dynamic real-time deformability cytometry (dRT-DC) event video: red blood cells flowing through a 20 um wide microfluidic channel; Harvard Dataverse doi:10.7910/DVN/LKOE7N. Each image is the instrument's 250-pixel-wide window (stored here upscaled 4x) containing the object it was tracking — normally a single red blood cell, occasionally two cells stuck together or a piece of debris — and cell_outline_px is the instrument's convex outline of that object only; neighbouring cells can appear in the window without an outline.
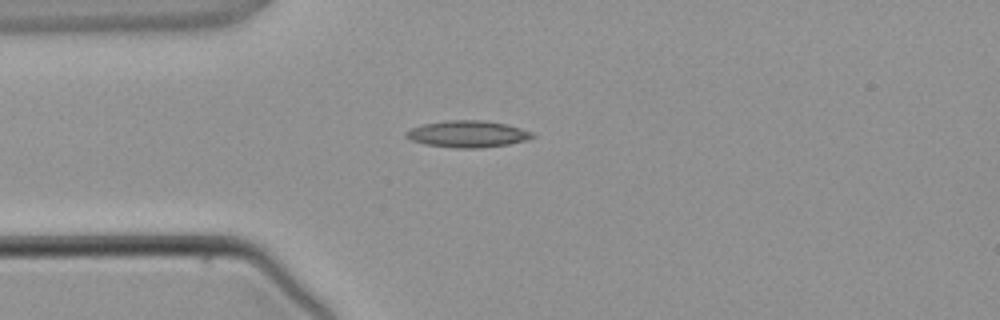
{"species": "common noctule bat (a hibernating species)", "species_latin": "Nyctalus noctula", "temperature_condition": "warm", "stored_images_in_passage": 3, "camera_frame_rate_fps": 3000, "um_per_image_px": 0.085, "animal": {"sex": "male", "body_mass_g": 21.5, "forearm_length_mm": 52.0}, "frame": {"image": 1, "passage_image": 3, "time_ms": 3.0, "image_size_px": [1000, 320], "cell_outline_px": [[536, 136], [528, 140], [508, 144], [476, 148], [456, 148], [424, 144], [412, 140], [404, 136], [404, 132], [412, 128], [424, 124], [448, 120], [484, 120], [504, 124], [520, 128], [532, 132]], "centroid_in_image_um": [39.74, 11.39], "position_along_channel_um": 45.3, "area_um2": 19.54}}